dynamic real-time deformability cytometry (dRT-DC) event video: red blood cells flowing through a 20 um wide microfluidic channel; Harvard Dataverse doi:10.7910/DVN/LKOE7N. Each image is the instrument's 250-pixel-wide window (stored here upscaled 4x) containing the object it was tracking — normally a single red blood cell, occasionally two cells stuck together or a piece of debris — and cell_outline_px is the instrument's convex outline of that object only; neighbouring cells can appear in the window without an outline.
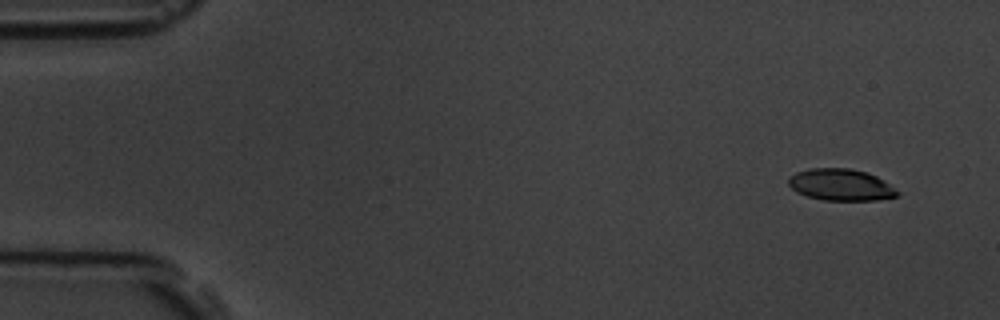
{"species": "common noctule bat (a hibernating species)", "species_latin": "Nyctalus noctula", "temperature_condition": "room temperature", "stored_images_in_passage": 5, "segment_of_instrument_passage": [2, 2], "camera_frame_rate_fps": 3000, "um_per_image_px": 0.085, "animal": {"sex": "male", "body_mass_g": 19.5, "forearm_length_mm": 54.6}, "frame": {"image": 1, "passage_image": 5, "time_ms": 4.667, "image_size_px": [1000, 320], "cell_outline_px": [[900, 196], [876, 200], [824, 200], [808, 196], [796, 192], [788, 184], [788, 180], [796, 172], [808, 168], [848, 168], [868, 172], [884, 180], [900, 192]], "centroid_in_image_um": [71.5, 15.7], "position_along_channel_um": 13.5, "area_um2": 20.17}}